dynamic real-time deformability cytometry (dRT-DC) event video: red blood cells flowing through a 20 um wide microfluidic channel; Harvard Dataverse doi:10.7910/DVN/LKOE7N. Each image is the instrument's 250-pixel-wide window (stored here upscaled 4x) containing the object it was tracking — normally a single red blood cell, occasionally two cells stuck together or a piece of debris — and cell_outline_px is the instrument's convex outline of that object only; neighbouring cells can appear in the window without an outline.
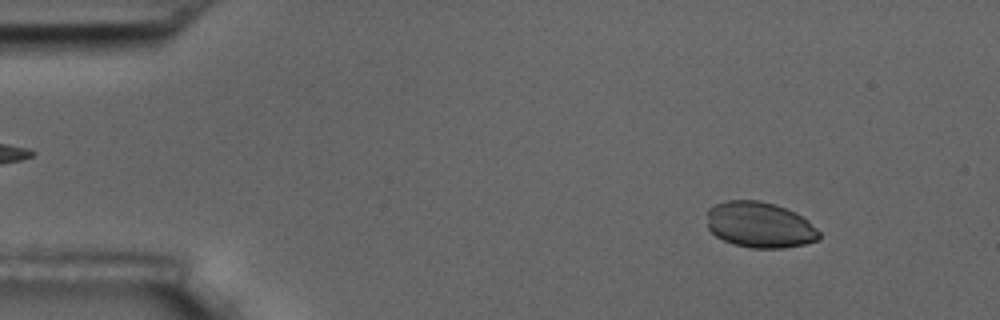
{"species": "common noctule bat (a hibernating species)", "species_latin": "Nyctalus noctula", "temperature_condition": "room temperature", "stored_images_in_passage": 55, "camera_frame_rate_fps": 3000, "um_per_image_px": 0.085, "animal": {"sex": "male", "body_mass_g": 17.5, "forearm_length_mm": 52.3}, "frame": {"image": 1, "passage_image": 6, "time_ms": 1.667, "image_size_px": [1000, 320], "cell_outline_px": [[820, 236], [816, 240], [804, 244], [784, 248], [752, 248], [736, 244], [724, 240], [716, 236], [708, 228], [708, 208], [716, 204], [728, 200], [760, 200], [776, 204], [796, 212], [808, 220], [820, 232]], "centroid_in_image_um": [64.59, 19.1], "position_along_channel_um": 20.4, "area_um2": 29.94}}
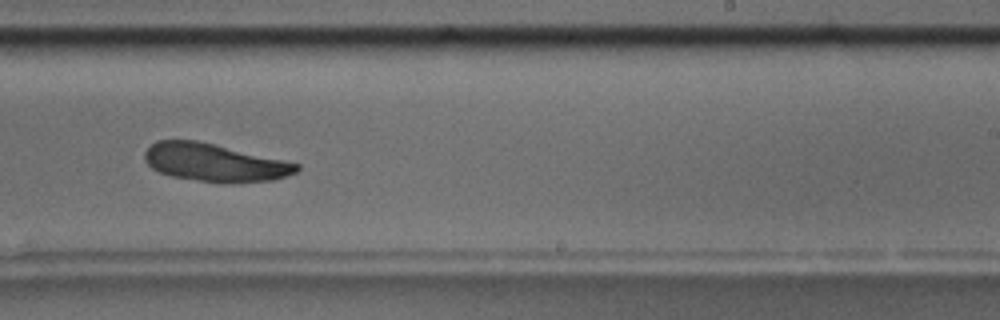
{"frame": {"image": 2, "passage_image": 34, "time_ms": 11.0, "image_size_px": [1000, 320], "cell_outline_px": [[300, 168], [296, 172], [272, 180], [232, 184], [224, 184], [196, 180], [172, 176], [160, 172], [152, 168], [144, 160], [144, 152], [156, 140], [196, 140], [216, 144], [284, 160], [300, 164]], "centroid_in_image_um": [18.24, 13.82], "position_along_channel_um": 270.8, "area_um2": 33.7}}
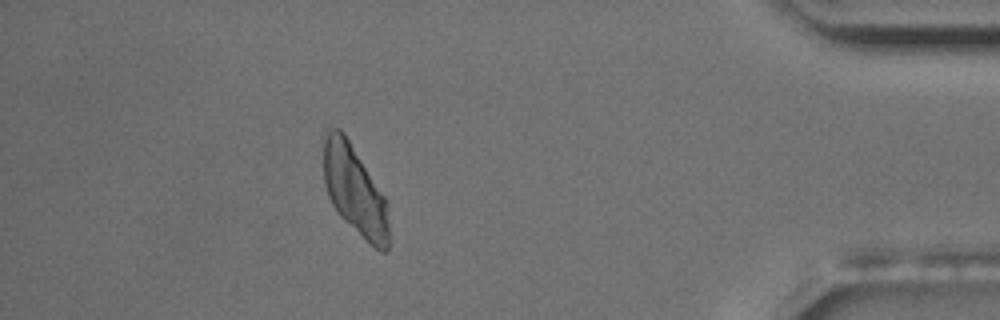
{"frame": {"image": 3, "passage_image": 49, "time_ms": 16.0, "image_size_px": [1000, 320], "cell_outline_px": [[388, 248], [384, 252], [380, 252], [344, 220], [340, 216], [332, 204], [328, 196], [324, 184], [324, 128], [340, 128], [344, 132], [384, 196], [388, 204]], "centroid_in_image_um": [30.13, 16.14], "position_along_channel_um": 405.1, "area_um2": 33.87}}